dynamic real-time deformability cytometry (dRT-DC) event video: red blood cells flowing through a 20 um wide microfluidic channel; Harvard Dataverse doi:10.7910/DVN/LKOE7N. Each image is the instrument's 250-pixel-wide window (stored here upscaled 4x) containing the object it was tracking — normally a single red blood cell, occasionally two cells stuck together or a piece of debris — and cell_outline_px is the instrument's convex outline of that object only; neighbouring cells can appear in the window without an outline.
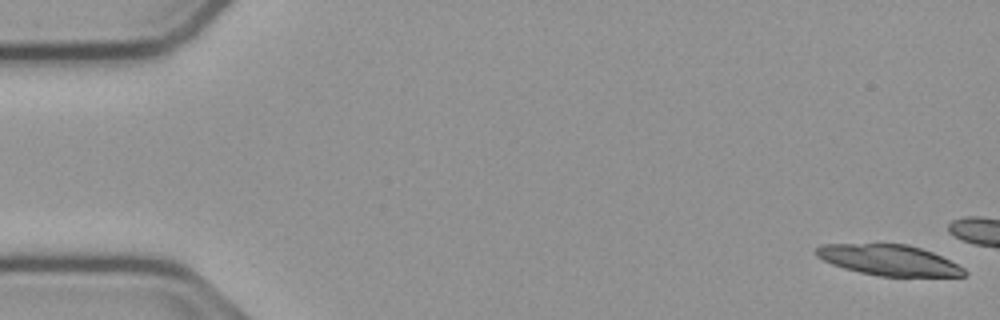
{"species": "common noctule bat (a hibernating species)", "species_latin": "Nyctalus noctula", "temperature_condition": "cold", "stored_images_in_passage": 12, "camera_frame_rate_fps": 3000, "um_per_image_px": 0.085, "animal": {"sex": "male", "body_mass_g": 23.1, "forearm_length_mm": 52.7}, "frame": {"image": 1, "passage_image": 1, "time_ms": 0.0, "image_size_px": [1000, 320], "cell_outline_px": [[968, 272], [964, 276], [880, 276], [860, 272], [844, 268], [832, 264], [816, 256], [816, 248], [820, 244], [908, 244], [932, 252], [964, 268]], "centroid_in_image_um": [75.54, 22.1], "position_along_channel_um": 9.5, "area_um2": 26.18}}